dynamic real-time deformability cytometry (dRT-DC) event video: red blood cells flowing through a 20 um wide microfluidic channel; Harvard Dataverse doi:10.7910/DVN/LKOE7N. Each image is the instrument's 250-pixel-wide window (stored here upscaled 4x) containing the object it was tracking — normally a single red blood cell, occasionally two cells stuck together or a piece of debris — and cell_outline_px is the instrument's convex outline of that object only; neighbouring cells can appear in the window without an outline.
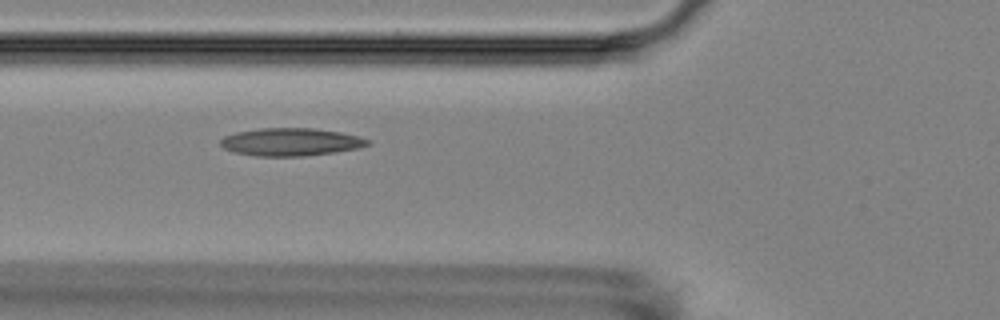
{"species": "Egyptian fruit bat (a non-hibernating species)", "species_latin": "Rousettus aegyptiacus", "temperature_condition": "room temperature", "stored_images_in_passage": 7, "camera_frame_rate_fps": 3000, "um_per_image_px": 0.085, "animal": {"sex": "female"}, "frame": {"image": 1, "passage_image": 6, "time_ms": 6.667, "image_size_px": [1000, 320], "cell_outline_px": [[372, 144], [360, 148], [336, 152], [304, 156], [256, 156], [236, 152], [224, 148], [220, 144], [220, 140], [224, 136], [236, 132], [260, 128], [312, 128], [340, 132], [360, 136], [372, 140]], "centroid_in_image_um": [24.78, 12.06], "position_along_channel_um": 101.0, "area_um2": 23.99}}
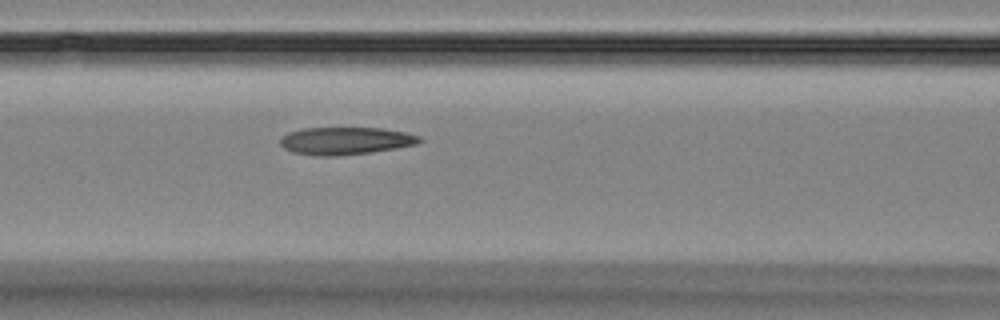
{"frame": {"image": 2, "passage_image": 7, "time_ms": 7.667, "image_size_px": [1000, 320], "cell_outline_px": [[424, 140], [416, 144], [368, 152], [336, 156], [320, 156], [292, 152], [284, 148], [280, 144], [280, 140], [288, 132], [304, 128], [384, 128], [404, 132], [420, 136]], "centroid_in_image_um": [29.35, 11.96], "position_along_channel_um": 137.2, "area_um2": 22.08}}